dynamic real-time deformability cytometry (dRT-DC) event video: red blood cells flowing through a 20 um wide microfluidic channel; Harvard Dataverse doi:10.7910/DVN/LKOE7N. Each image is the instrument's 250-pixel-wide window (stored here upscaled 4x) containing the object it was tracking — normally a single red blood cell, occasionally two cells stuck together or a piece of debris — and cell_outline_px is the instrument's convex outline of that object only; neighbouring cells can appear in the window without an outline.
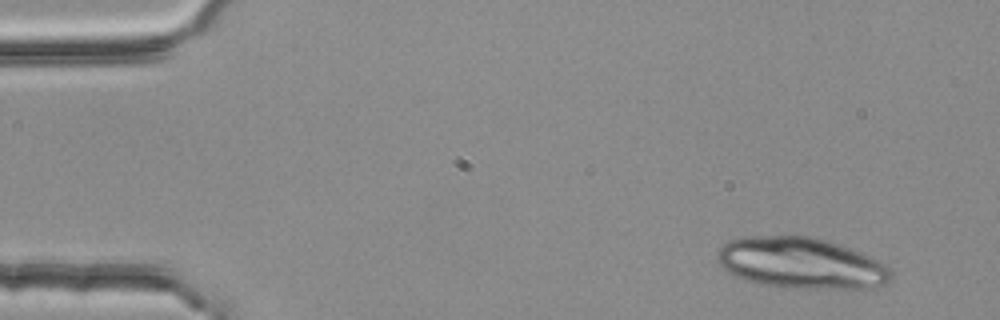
{"species": "common noctule bat (a hibernating species)", "species_latin": "Nyctalus noctula", "temperature_condition": "room temperature", "stored_images_in_passage": 5, "camera_frame_rate_fps": 3000, "um_per_image_px": 0.085, "animal": {"sex": "female", "body_mass_g": 25.1}, "frame": {"image": 1, "passage_image": 1, "time_ms": 0.0, "image_size_px": [1000, 320], "cell_outline_px": [[892, 276], [884, 284], [868, 288], [804, 288], [760, 284], [736, 276], [728, 272], [720, 264], [716, 256], [720, 248], [728, 240], [748, 236], [812, 236], [840, 244], [860, 252], [884, 264], [892, 272]], "centroid_in_image_um": [68.07, 22.35], "position_along_channel_um": 16.9, "area_um2": 51.21}}